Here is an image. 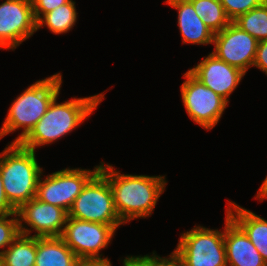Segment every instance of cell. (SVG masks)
Listing matches in <instances>:
<instances>
[{
  "label": "cell",
  "mask_w": 267,
  "mask_h": 266,
  "mask_svg": "<svg viewBox=\"0 0 267 266\" xmlns=\"http://www.w3.org/2000/svg\"><path fill=\"white\" fill-rule=\"evenodd\" d=\"M258 40L231 22L222 31L214 33V50L211 52L227 64L239 68L245 74L253 67Z\"/></svg>",
  "instance_id": "12"
},
{
  "label": "cell",
  "mask_w": 267,
  "mask_h": 266,
  "mask_svg": "<svg viewBox=\"0 0 267 266\" xmlns=\"http://www.w3.org/2000/svg\"><path fill=\"white\" fill-rule=\"evenodd\" d=\"M104 95L103 92L84 98L74 97L62 103L57 102L59 95L56 96L42 118L18 143L35 152L40 146L54 143L89 118L105 98Z\"/></svg>",
  "instance_id": "2"
},
{
  "label": "cell",
  "mask_w": 267,
  "mask_h": 266,
  "mask_svg": "<svg viewBox=\"0 0 267 266\" xmlns=\"http://www.w3.org/2000/svg\"><path fill=\"white\" fill-rule=\"evenodd\" d=\"M174 251L182 266H227L224 230L195 225L180 235Z\"/></svg>",
  "instance_id": "6"
},
{
  "label": "cell",
  "mask_w": 267,
  "mask_h": 266,
  "mask_svg": "<svg viewBox=\"0 0 267 266\" xmlns=\"http://www.w3.org/2000/svg\"><path fill=\"white\" fill-rule=\"evenodd\" d=\"M37 32L31 0H6L0 4V48L15 50Z\"/></svg>",
  "instance_id": "11"
},
{
  "label": "cell",
  "mask_w": 267,
  "mask_h": 266,
  "mask_svg": "<svg viewBox=\"0 0 267 266\" xmlns=\"http://www.w3.org/2000/svg\"><path fill=\"white\" fill-rule=\"evenodd\" d=\"M36 237L19 234L0 255L2 266H35Z\"/></svg>",
  "instance_id": "18"
},
{
  "label": "cell",
  "mask_w": 267,
  "mask_h": 266,
  "mask_svg": "<svg viewBox=\"0 0 267 266\" xmlns=\"http://www.w3.org/2000/svg\"><path fill=\"white\" fill-rule=\"evenodd\" d=\"M116 230L111 225L68 217L61 235L65 244L81 261H99L112 266L100 250L108 247Z\"/></svg>",
  "instance_id": "7"
},
{
  "label": "cell",
  "mask_w": 267,
  "mask_h": 266,
  "mask_svg": "<svg viewBox=\"0 0 267 266\" xmlns=\"http://www.w3.org/2000/svg\"><path fill=\"white\" fill-rule=\"evenodd\" d=\"M36 153L11 142L0 153V172L8 201L18 209L37 194L38 182L43 173Z\"/></svg>",
  "instance_id": "4"
},
{
  "label": "cell",
  "mask_w": 267,
  "mask_h": 266,
  "mask_svg": "<svg viewBox=\"0 0 267 266\" xmlns=\"http://www.w3.org/2000/svg\"><path fill=\"white\" fill-rule=\"evenodd\" d=\"M253 66L267 75V40L258 42Z\"/></svg>",
  "instance_id": "26"
},
{
  "label": "cell",
  "mask_w": 267,
  "mask_h": 266,
  "mask_svg": "<svg viewBox=\"0 0 267 266\" xmlns=\"http://www.w3.org/2000/svg\"><path fill=\"white\" fill-rule=\"evenodd\" d=\"M100 162V172L107 178L116 211L123 225L133 219L152 215L166 187L165 176L121 174L112 165Z\"/></svg>",
  "instance_id": "1"
},
{
  "label": "cell",
  "mask_w": 267,
  "mask_h": 266,
  "mask_svg": "<svg viewBox=\"0 0 267 266\" xmlns=\"http://www.w3.org/2000/svg\"><path fill=\"white\" fill-rule=\"evenodd\" d=\"M19 234L20 230L17 213H11L0 217V255Z\"/></svg>",
  "instance_id": "23"
},
{
  "label": "cell",
  "mask_w": 267,
  "mask_h": 266,
  "mask_svg": "<svg viewBox=\"0 0 267 266\" xmlns=\"http://www.w3.org/2000/svg\"><path fill=\"white\" fill-rule=\"evenodd\" d=\"M61 84L62 75L59 72L36 81L17 96L0 129V139L20 128L22 132L13 143L23 139L46 113L53 99L59 95Z\"/></svg>",
  "instance_id": "3"
},
{
  "label": "cell",
  "mask_w": 267,
  "mask_h": 266,
  "mask_svg": "<svg viewBox=\"0 0 267 266\" xmlns=\"http://www.w3.org/2000/svg\"><path fill=\"white\" fill-rule=\"evenodd\" d=\"M76 266H109L99 261H80Z\"/></svg>",
  "instance_id": "29"
},
{
  "label": "cell",
  "mask_w": 267,
  "mask_h": 266,
  "mask_svg": "<svg viewBox=\"0 0 267 266\" xmlns=\"http://www.w3.org/2000/svg\"><path fill=\"white\" fill-rule=\"evenodd\" d=\"M196 14L214 33L222 31L231 23L220 0H189Z\"/></svg>",
  "instance_id": "20"
},
{
  "label": "cell",
  "mask_w": 267,
  "mask_h": 266,
  "mask_svg": "<svg viewBox=\"0 0 267 266\" xmlns=\"http://www.w3.org/2000/svg\"><path fill=\"white\" fill-rule=\"evenodd\" d=\"M267 0H220L227 17L233 22L240 15L261 6Z\"/></svg>",
  "instance_id": "24"
},
{
  "label": "cell",
  "mask_w": 267,
  "mask_h": 266,
  "mask_svg": "<svg viewBox=\"0 0 267 266\" xmlns=\"http://www.w3.org/2000/svg\"><path fill=\"white\" fill-rule=\"evenodd\" d=\"M16 213L20 233L35 237H61L68 218V212L63 208L44 203L36 197L22 204ZM33 230L35 235H31Z\"/></svg>",
  "instance_id": "10"
},
{
  "label": "cell",
  "mask_w": 267,
  "mask_h": 266,
  "mask_svg": "<svg viewBox=\"0 0 267 266\" xmlns=\"http://www.w3.org/2000/svg\"><path fill=\"white\" fill-rule=\"evenodd\" d=\"M75 1L70 0L66 4L58 6L54 10L44 14L37 22V30L47 26L53 34H64L70 31L77 21Z\"/></svg>",
  "instance_id": "19"
},
{
  "label": "cell",
  "mask_w": 267,
  "mask_h": 266,
  "mask_svg": "<svg viewBox=\"0 0 267 266\" xmlns=\"http://www.w3.org/2000/svg\"><path fill=\"white\" fill-rule=\"evenodd\" d=\"M68 217L111 225L115 230L123 224L115 208L110 184L100 171L74 200Z\"/></svg>",
  "instance_id": "5"
},
{
  "label": "cell",
  "mask_w": 267,
  "mask_h": 266,
  "mask_svg": "<svg viewBox=\"0 0 267 266\" xmlns=\"http://www.w3.org/2000/svg\"><path fill=\"white\" fill-rule=\"evenodd\" d=\"M80 261L61 237H36L35 266H76Z\"/></svg>",
  "instance_id": "17"
},
{
  "label": "cell",
  "mask_w": 267,
  "mask_h": 266,
  "mask_svg": "<svg viewBox=\"0 0 267 266\" xmlns=\"http://www.w3.org/2000/svg\"><path fill=\"white\" fill-rule=\"evenodd\" d=\"M166 4L178 10V27L183 44L208 45L213 43L214 32L196 14L189 0H166Z\"/></svg>",
  "instance_id": "15"
},
{
  "label": "cell",
  "mask_w": 267,
  "mask_h": 266,
  "mask_svg": "<svg viewBox=\"0 0 267 266\" xmlns=\"http://www.w3.org/2000/svg\"><path fill=\"white\" fill-rule=\"evenodd\" d=\"M226 213L244 231L267 263V220L235 202L228 201Z\"/></svg>",
  "instance_id": "16"
},
{
  "label": "cell",
  "mask_w": 267,
  "mask_h": 266,
  "mask_svg": "<svg viewBox=\"0 0 267 266\" xmlns=\"http://www.w3.org/2000/svg\"><path fill=\"white\" fill-rule=\"evenodd\" d=\"M256 40H267V1L233 21Z\"/></svg>",
  "instance_id": "21"
},
{
  "label": "cell",
  "mask_w": 267,
  "mask_h": 266,
  "mask_svg": "<svg viewBox=\"0 0 267 266\" xmlns=\"http://www.w3.org/2000/svg\"><path fill=\"white\" fill-rule=\"evenodd\" d=\"M189 71L228 103L230 95L245 76L239 68L227 64L212 53Z\"/></svg>",
  "instance_id": "13"
},
{
  "label": "cell",
  "mask_w": 267,
  "mask_h": 266,
  "mask_svg": "<svg viewBox=\"0 0 267 266\" xmlns=\"http://www.w3.org/2000/svg\"><path fill=\"white\" fill-rule=\"evenodd\" d=\"M16 211L17 209L8 201L6 197L0 172V217L11 213H16Z\"/></svg>",
  "instance_id": "27"
},
{
  "label": "cell",
  "mask_w": 267,
  "mask_h": 266,
  "mask_svg": "<svg viewBox=\"0 0 267 266\" xmlns=\"http://www.w3.org/2000/svg\"><path fill=\"white\" fill-rule=\"evenodd\" d=\"M255 199L259 200L260 202L267 199V176L264 179L262 185L260 186Z\"/></svg>",
  "instance_id": "28"
},
{
  "label": "cell",
  "mask_w": 267,
  "mask_h": 266,
  "mask_svg": "<svg viewBox=\"0 0 267 266\" xmlns=\"http://www.w3.org/2000/svg\"><path fill=\"white\" fill-rule=\"evenodd\" d=\"M100 170L96 165L93 170L64 168L42 179L41 174L36 198L48 204L70 210L74 200L82 192L87 182ZM44 180V181H43Z\"/></svg>",
  "instance_id": "9"
},
{
  "label": "cell",
  "mask_w": 267,
  "mask_h": 266,
  "mask_svg": "<svg viewBox=\"0 0 267 266\" xmlns=\"http://www.w3.org/2000/svg\"><path fill=\"white\" fill-rule=\"evenodd\" d=\"M123 266H182L180 256L175 252L169 255V257H160L155 251L152 255L144 256H127L124 258Z\"/></svg>",
  "instance_id": "22"
},
{
  "label": "cell",
  "mask_w": 267,
  "mask_h": 266,
  "mask_svg": "<svg viewBox=\"0 0 267 266\" xmlns=\"http://www.w3.org/2000/svg\"><path fill=\"white\" fill-rule=\"evenodd\" d=\"M70 0H31L36 22L46 13L54 10Z\"/></svg>",
  "instance_id": "25"
},
{
  "label": "cell",
  "mask_w": 267,
  "mask_h": 266,
  "mask_svg": "<svg viewBox=\"0 0 267 266\" xmlns=\"http://www.w3.org/2000/svg\"><path fill=\"white\" fill-rule=\"evenodd\" d=\"M224 243L227 266H267L244 231L226 213Z\"/></svg>",
  "instance_id": "14"
},
{
  "label": "cell",
  "mask_w": 267,
  "mask_h": 266,
  "mask_svg": "<svg viewBox=\"0 0 267 266\" xmlns=\"http://www.w3.org/2000/svg\"><path fill=\"white\" fill-rule=\"evenodd\" d=\"M181 84L182 103L193 122L207 131L221 119L228 102L205 86L189 70L184 73Z\"/></svg>",
  "instance_id": "8"
}]
</instances>
